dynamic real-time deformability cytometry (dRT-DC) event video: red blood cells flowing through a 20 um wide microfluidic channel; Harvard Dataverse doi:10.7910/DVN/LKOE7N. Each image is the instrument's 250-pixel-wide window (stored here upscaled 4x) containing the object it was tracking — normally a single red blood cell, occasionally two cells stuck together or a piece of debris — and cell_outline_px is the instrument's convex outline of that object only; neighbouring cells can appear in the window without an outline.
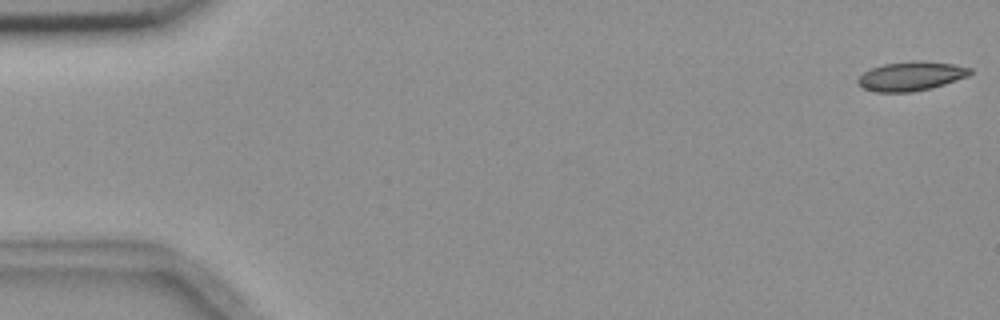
{"species": "common noctule bat (a hibernating species)", "species_latin": "Nyctalus noctula", "temperature_condition": "room temperature", "stored_images_in_passage": 9, "camera_frame_rate_fps": 3000, "um_per_image_px": 0.085, "animal": {"sex": "female", "body_mass_g": 18.4}, "frame": {"image": 1, "passage_image": 1, "time_ms": 0.0, "image_size_px": [1000, 320], "cell_outline_px": [[972, 72], [968, 76], [932, 88], [912, 92], [876, 92], [864, 88], [856, 80], [864, 72], [872, 68], [884, 64], [952, 64], [972, 68]], "centroid_in_image_um": [77.42, 6.54], "position_along_channel_um": 7.6, "area_um2": 17.92}}
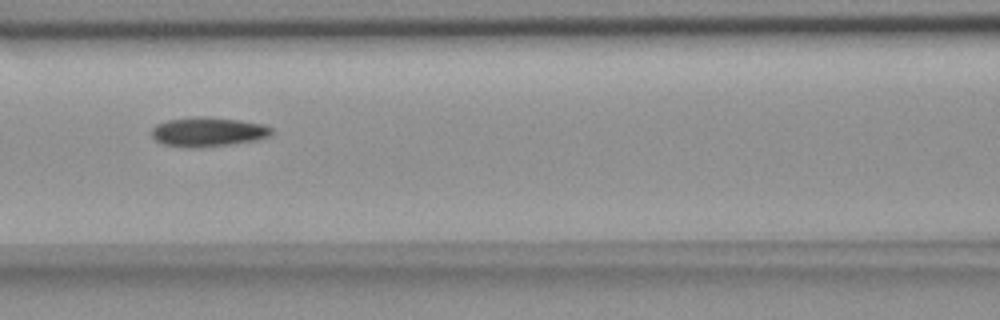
{"frame": {"image": 2, "passage_image": 7, "time_ms": 7.667, "image_size_px": [1000, 320], "cell_outline_px": [[272, 132], [268, 136], [260, 140], [232, 144], [200, 148], [188, 148], [160, 144], [152, 136], [152, 128], [156, 124], [168, 120], [196, 116], [204, 116], [240, 120], [264, 124], [272, 128]], "centroid_in_image_um": [17.68, 11.22], "position_along_channel_um": 148.9, "area_um2": 20.87}}
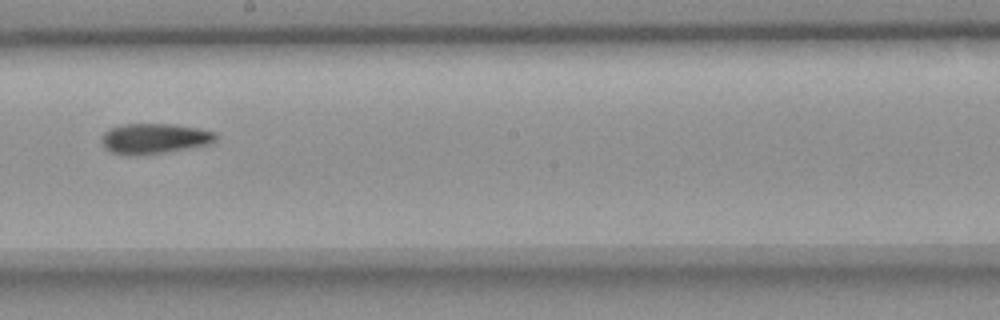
{"frame": {"image": 3, "passage_image": 9, "time_ms": 10.0, "image_size_px": [1000, 320], "cell_outline_px": [[216, 140], [212, 144], [144, 156], [128, 156], [112, 152], [104, 148], [100, 140], [104, 132], [108, 128], [124, 124], [172, 124], [200, 128], [216, 132]], "centroid_in_image_um": [13.11, 11.79], "position_along_channel_um": 235.1, "area_um2": 20.69}}